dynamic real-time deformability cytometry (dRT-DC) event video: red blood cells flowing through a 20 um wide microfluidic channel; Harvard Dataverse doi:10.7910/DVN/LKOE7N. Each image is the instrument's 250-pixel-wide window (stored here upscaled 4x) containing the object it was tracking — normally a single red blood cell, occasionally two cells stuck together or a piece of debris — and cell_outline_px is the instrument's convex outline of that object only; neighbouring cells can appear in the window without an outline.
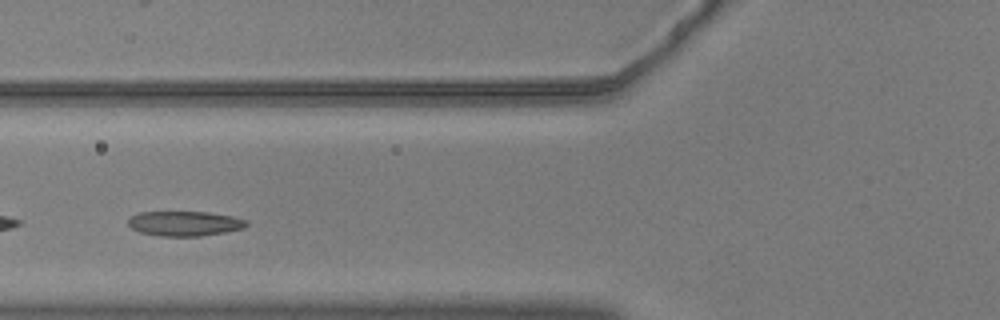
{"species": "common noctule bat (a hibernating species)", "species_latin": "Nyctalus noctula", "temperature_condition": "warm", "stored_images_in_passage": 32, "camera_frame_rate_fps": 3000, "um_per_image_px": 0.085, "animal": {"sex": "male", "body_mass_g": 20.5, "forearm_length_mm": 52.5}, "frame": {"image": 1, "passage_image": 7, "time_ms": 2.0, "image_size_px": [1000, 320], "cell_outline_px": [[248, 224], [244, 228], [224, 232], [200, 236], [160, 236], [140, 232], [132, 228], [128, 224], [128, 220], [132, 216], [140, 212], [208, 212], [232, 216], [248, 220]], "centroid_in_image_um": [15.71, 19.0], "position_along_channel_um": 110.1, "area_um2": 17.05}}
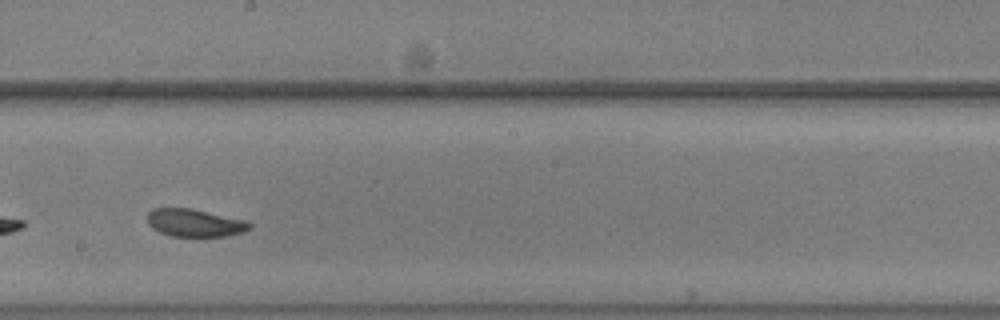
{"frame": {"image": 2, "passage_image": 17, "time_ms": 5.333, "image_size_px": [1000, 320], "cell_outline_px": [[252, 228], [244, 232], [228, 236], [172, 236], [160, 232], [152, 228], [148, 224], [148, 212], [152, 208], [188, 208], [244, 220], [252, 224]], "centroid_in_image_um": [16.55, 18.95], "position_along_channel_um": 231.7, "area_um2": 16.36}}
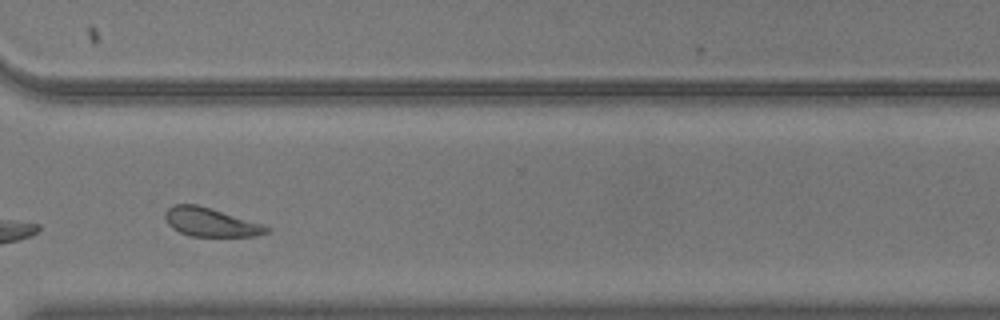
{"frame": {"image": 3, "passage_image": 27, "time_ms": 8.667, "image_size_px": [1000, 320], "cell_outline_px": [[272, 228], [268, 232], [256, 236], [192, 236], [180, 232], [172, 228], [168, 224], [164, 216], [164, 212], [172, 204], [196, 204], [260, 224]], "centroid_in_image_um": [17.84, 18.89], "position_along_channel_um": 352.8, "area_um2": 16.59}, "authors_computed_cell_mechanics": {"area_um2": 16.9643, "velocity_mm_per_s": 3.635, "shape_relaxation_time_tau1_ms": 2.2234, "shape_relaxation_time_tau2_ms": 7.2144, "deformation_change_tau1": 0.092, "deformation_change_tau2": 0.1173}}